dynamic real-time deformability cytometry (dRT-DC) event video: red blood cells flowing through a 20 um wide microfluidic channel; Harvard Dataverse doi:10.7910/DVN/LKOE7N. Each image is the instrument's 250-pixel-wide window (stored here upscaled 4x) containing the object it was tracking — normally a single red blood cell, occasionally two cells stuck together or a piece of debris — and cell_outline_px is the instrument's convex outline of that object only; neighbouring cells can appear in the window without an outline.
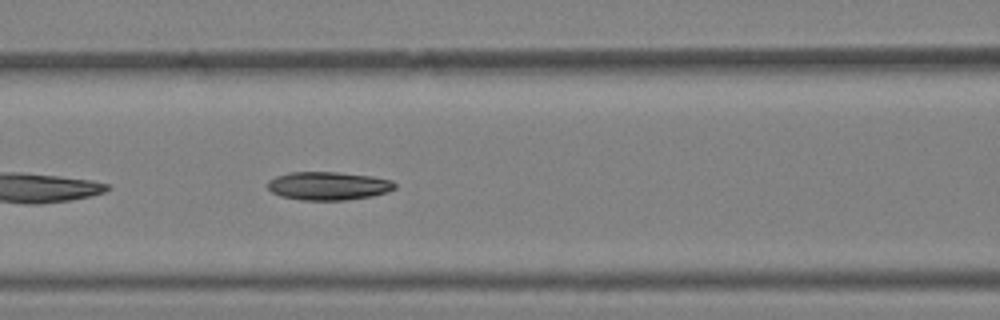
{"species": "Egyptian fruit bat (a non-hibernating species)", "species_latin": "Rousettus aegyptiacus", "temperature_condition": "warm", "stored_images_in_passage": 16, "camera_frame_rate_fps": 3000, "um_per_image_px": 0.085, "animal": {"sex": "female"}, "frame": {"image": 1, "passage_image": 10, "time_ms": 3.0, "image_size_px": [1000, 320], "cell_outline_px": [[396, 188], [388, 192], [372, 196], [348, 200], [300, 200], [280, 196], [272, 192], [268, 188], [268, 180], [276, 176], [288, 172], [336, 172], [372, 176], [392, 180], [396, 184]], "centroid_in_image_um": [27.91, 15.8], "position_along_channel_um": 138.7, "area_um2": 21.15}}